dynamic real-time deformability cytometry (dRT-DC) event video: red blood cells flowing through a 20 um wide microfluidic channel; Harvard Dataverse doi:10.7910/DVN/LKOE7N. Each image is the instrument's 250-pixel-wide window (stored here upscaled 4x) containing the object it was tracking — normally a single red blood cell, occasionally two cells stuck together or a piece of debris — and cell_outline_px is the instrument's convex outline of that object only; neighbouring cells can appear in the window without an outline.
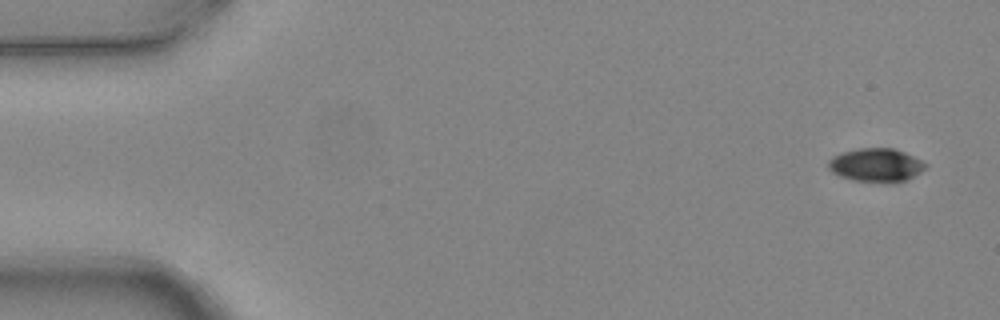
{"species": "common noctule bat (a hibernating species)", "species_latin": "Nyctalus noctula", "temperature_condition": "warm", "stored_images_in_passage": 4, "camera_frame_rate_fps": 3000, "um_per_image_px": 0.085, "animal": {"sex": "female", "body_mass_g": 24.6, "forearm_length_mm": 56.2}, "frame": {"image": 1, "passage_image": 1, "time_ms": 0.0, "image_size_px": [1000, 320], "cell_outline_px": [[928, 164], [920, 172], [904, 180], [892, 184], [852, 180], [840, 176], [832, 172], [828, 168], [828, 160], [844, 152], [860, 148], [892, 148], [904, 152]], "centroid_in_image_um": [74.46, 14.05], "position_along_channel_um": 10.5, "area_um2": 18.84}}
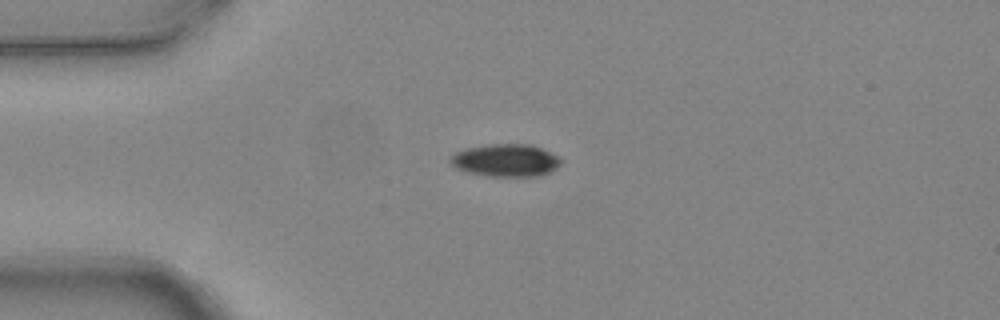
{"frame": {"image": 2, "passage_image": 4, "time_ms": 1.0, "image_size_px": [1000, 320], "cell_outline_px": [[560, 164], [552, 172], [540, 176], [488, 176], [468, 172], [456, 168], [448, 160], [448, 156], [464, 148], [488, 144], [532, 144], [556, 156], [560, 160]], "centroid_in_image_um": [42.94, 13.63], "position_along_channel_um": 42.1, "area_um2": 21.04}}